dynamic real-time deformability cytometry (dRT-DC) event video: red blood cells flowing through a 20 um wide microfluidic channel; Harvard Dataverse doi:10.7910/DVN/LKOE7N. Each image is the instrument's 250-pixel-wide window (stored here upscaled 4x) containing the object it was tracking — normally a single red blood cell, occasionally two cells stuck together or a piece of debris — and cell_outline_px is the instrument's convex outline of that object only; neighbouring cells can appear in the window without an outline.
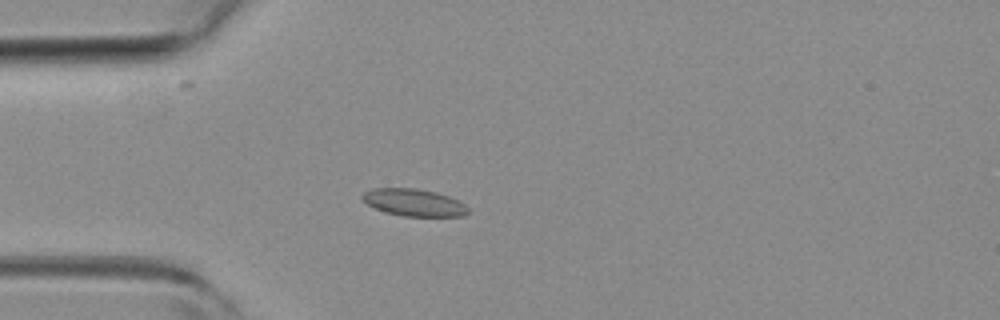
{"species": "common noctule bat (a hibernating species)", "species_latin": "Nyctalus noctula", "temperature_condition": "room temperature", "stored_images_in_passage": 48, "camera_frame_rate_fps": 3000, "um_per_image_px": 0.085, "animal": {"sex": "female", "body_mass_g": 19.3, "forearm_length_mm": 54.1}, "frame": {"image": 1, "passage_image": 13, "time_ms": 4.0, "image_size_px": [1000, 320], "cell_outline_px": [[468, 212], [464, 216], [404, 216], [384, 212], [368, 204], [360, 196], [364, 192], [372, 188], [416, 188], [436, 192], [460, 200], [468, 208]], "centroid_in_image_um": [35.19, 17.21], "position_along_channel_um": 49.8, "area_um2": 16.76}}
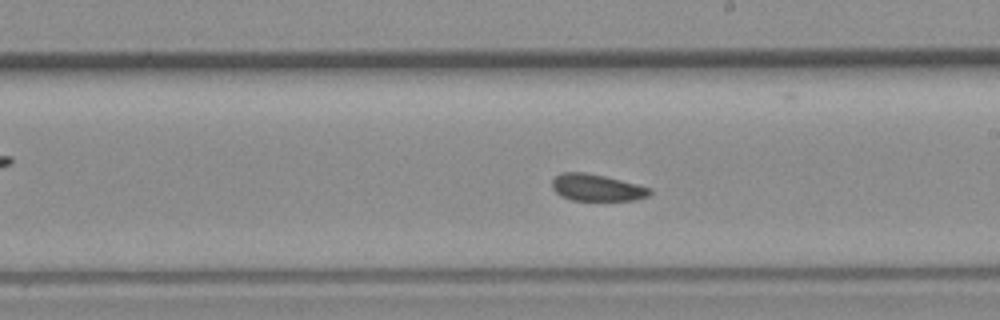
{"frame": {"image": 2, "passage_image": 27, "time_ms": 8.667, "image_size_px": [1000, 320], "cell_outline_px": [[652, 192], [648, 196], [636, 200], [572, 200], [560, 196], [552, 188], [552, 180], [556, 176], [564, 172], [584, 172], [604, 176], [652, 188]], "centroid_in_image_um": [50.73, 15.95], "position_along_channel_um": 238.3, "area_um2": 15.2}}
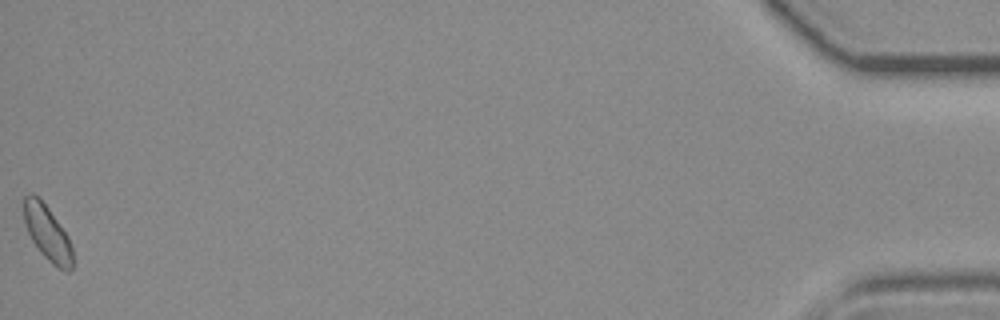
{"frame": {"image": 3, "passage_image": 48, "time_ms": 15.667, "image_size_px": [1000, 320], "cell_outline_px": [[72, 268], [68, 272], [52, 264], [40, 252], [32, 240], [24, 224], [24, 196], [32, 192], [40, 196], [68, 236], [72, 244]], "centroid_in_image_um": [4.02, 19.77], "position_along_channel_um": 431.2, "area_um2": 15.72}, "authors_computed_cell_mechanics": {"area_um2": 16.0106, "velocity_mm_per_s": 4.2661, "shape_relaxation_time_tau1_ms": 3.3169, "shape_relaxation_time_tau2_ms": 4.9103, "deformation_change_tau1": 0.0612, "deformation_change_tau2": 0.0996}}